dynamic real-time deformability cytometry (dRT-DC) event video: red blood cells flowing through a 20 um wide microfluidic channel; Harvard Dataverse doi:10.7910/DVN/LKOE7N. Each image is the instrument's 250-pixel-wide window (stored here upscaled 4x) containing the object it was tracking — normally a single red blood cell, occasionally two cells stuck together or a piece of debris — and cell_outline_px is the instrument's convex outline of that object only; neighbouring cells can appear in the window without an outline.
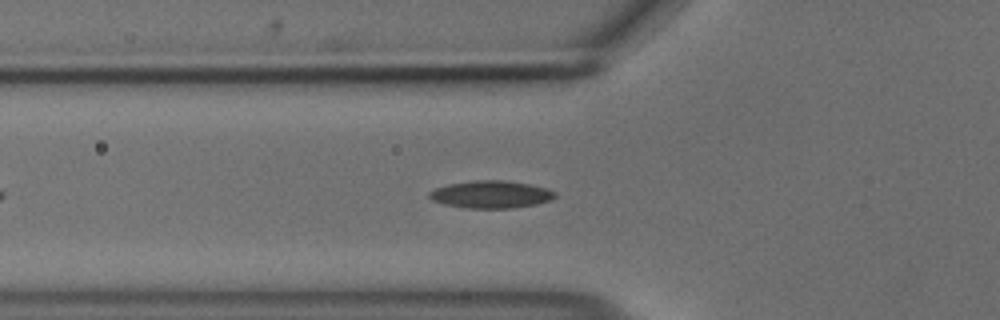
{"species": "common noctule bat (a hibernating species)", "species_latin": "Nyctalus noctula", "temperature_condition": "cold", "stored_images_in_passage": 43, "camera_frame_rate_fps": 3000, "um_per_image_px": 0.085, "animal": {"sex": "male", "body_mass_g": 18.8}, "frame": {"image": 1, "passage_image": 11, "time_ms": 3.333, "image_size_px": [1000, 320], "cell_outline_px": [[556, 196], [552, 200], [536, 204], [512, 208], [464, 208], [444, 204], [432, 200], [428, 196], [428, 192], [436, 188], [448, 184], [476, 180], [504, 180], [528, 184], [548, 188], [556, 192]], "centroid_in_image_um": [41.74, 16.53], "position_along_channel_um": 84.1, "area_um2": 20.17}}
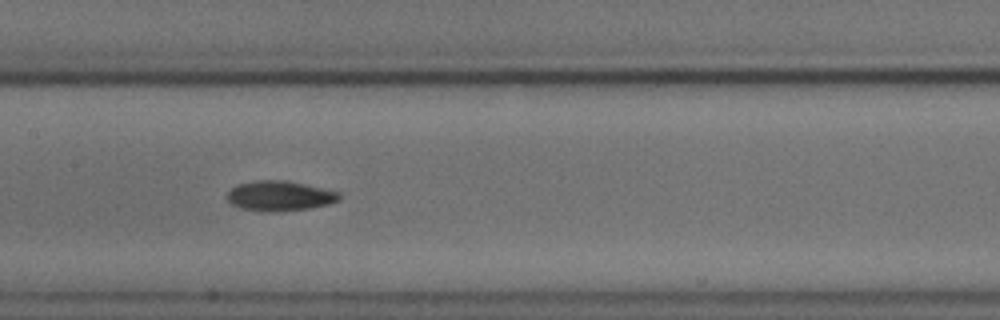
{"frame": {"image": 2, "passage_image": 19, "time_ms": 6.0, "image_size_px": [1000, 320], "cell_outline_px": [[340, 200], [328, 204], [308, 208], [280, 212], [264, 212], [240, 208], [232, 204], [228, 200], [228, 192], [236, 184], [256, 180], [284, 180], [304, 184], [340, 192]], "centroid_in_image_um": [23.76, 16.66], "position_along_channel_um": 183.6, "area_um2": 19.65}}
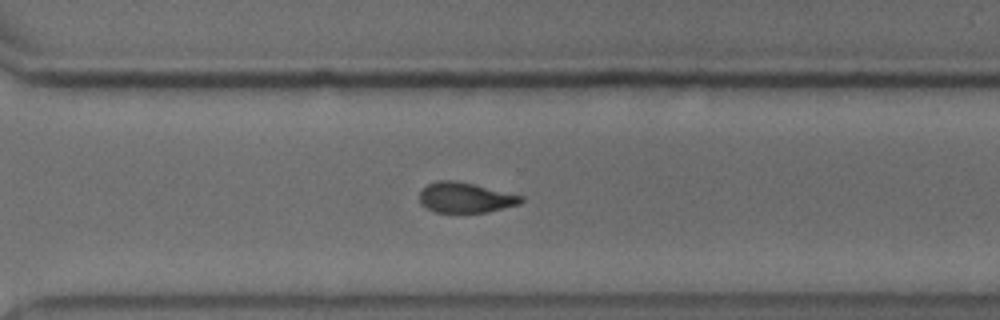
{"frame": {"image": 3, "passage_image": 31, "time_ms": 10.0, "image_size_px": [1000, 320], "cell_outline_px": [[524, 200], [520, 204], [488, 212], [436, 212], [420, 204], [420, 192], [428, 184], [440, 180], [456, 180], [524, 196]], "centroid_in_image_um": [39.58, 16.79], "position_along_channel_um": 331.0, "area_um2": 17.8}}